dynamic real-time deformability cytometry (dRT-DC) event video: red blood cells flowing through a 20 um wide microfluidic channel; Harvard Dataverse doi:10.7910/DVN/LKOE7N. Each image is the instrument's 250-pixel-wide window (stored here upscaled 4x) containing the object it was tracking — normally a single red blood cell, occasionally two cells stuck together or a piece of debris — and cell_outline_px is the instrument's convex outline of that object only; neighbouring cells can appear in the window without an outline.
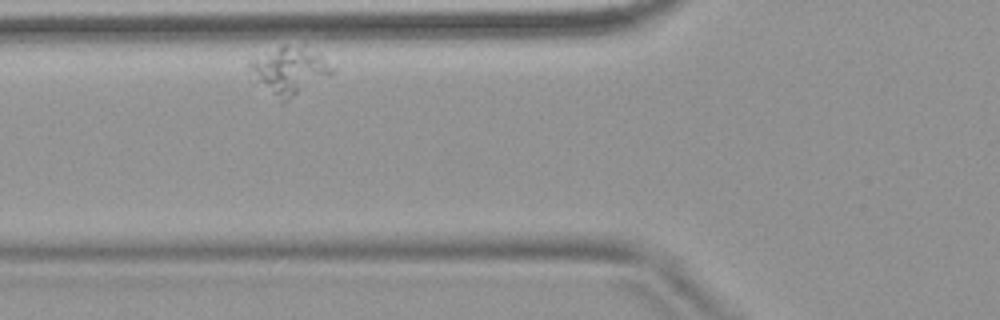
{"species": "common noctule bat (a hibernating species)", "species_latin": "Nyctalus noctula", "temperature_condition": "warm", "stored_images_in_passage": 3, "camera_frame_rate_fps": 3000, "um_per_image_px": 0.085, "animal": {"sex": "female", "body_mass_g": 18.4}, "frame": {"image": 1, "passage_image": 2, "time_ms": 1.333, "image_size_px": [1000, 320], "cell_outline_px": [[336, 68], [328, 76], [284, 104], [272, 92], [248, 64], [248, 60], [284, 44], [304, 44], [320, 52]], "centroid_in_image_um": [24.74, 5.92], "position_along_channel_um": 101.1, "area_um2": 22.43}}